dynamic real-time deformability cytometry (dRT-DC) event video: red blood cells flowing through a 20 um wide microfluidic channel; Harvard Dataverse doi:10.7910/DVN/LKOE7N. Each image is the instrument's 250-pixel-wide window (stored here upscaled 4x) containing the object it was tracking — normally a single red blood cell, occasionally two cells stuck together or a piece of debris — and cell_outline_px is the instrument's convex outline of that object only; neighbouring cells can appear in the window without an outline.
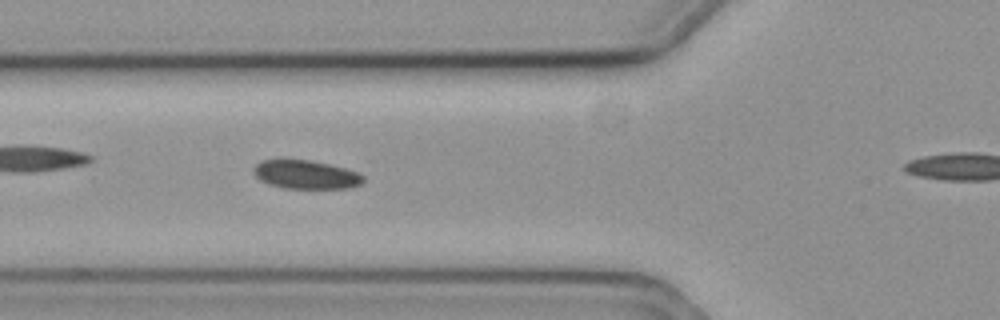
{"species": "common noctule bat (a hibernating species)", "species_latin": "Nyctalus noctula", "temperature_condition": "cold", "stored_images_in_passage": 31, "camera_frame_rate_fps": 3000, "um_per_image_px": 0.085, "animal": {"sex": "female", "body_mass_g": 19.3, "forearm_length_mm": 54.1}, "frame": {"image": 1, "passage_image": 5, "time_ms": 1.333, "image_size_px": [1000, 320], "cell_outline_px": [[364, 180], [360, 184], [348, 188], [284, 188], [268, 184], [260, 180], [252, 172], [252, 168], [260, 160], [280, 156], [308, 160], [328, 164], [344, 168], [356, 172], [364, 176]], "centroid_in_image_um": [25.88, 14.79], "position_along_channel_um": 99.9, "area_um2": 18.84}}
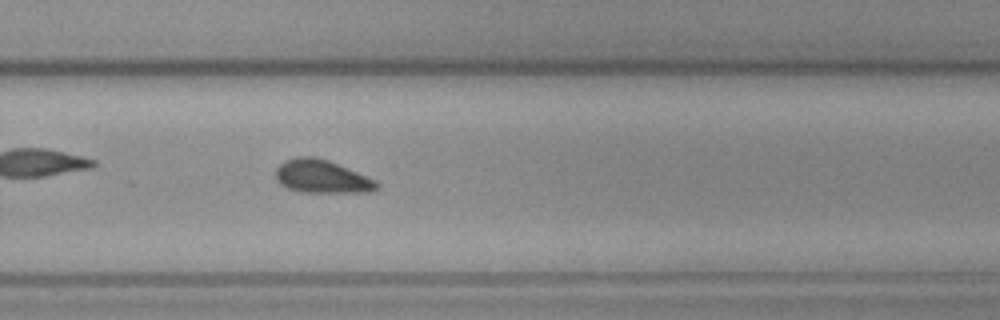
{"frame": {"image": 2, "passage_image": 22, "time_ms": 7.0, "image_size_px": [1000, 320], "cell_outline_px": [[380, 188], [372, 192], [300, 192], [288, 188], [280, 184], [276, 180], [276, 168], [284, 160], [296, 156], [316, 156], [328, 160], [376, 180], [380, 184]], "centroid_in_image_um": [27.36, 15.0], "position_along_channel_um": 302.4, "area_um2": 19.71}}